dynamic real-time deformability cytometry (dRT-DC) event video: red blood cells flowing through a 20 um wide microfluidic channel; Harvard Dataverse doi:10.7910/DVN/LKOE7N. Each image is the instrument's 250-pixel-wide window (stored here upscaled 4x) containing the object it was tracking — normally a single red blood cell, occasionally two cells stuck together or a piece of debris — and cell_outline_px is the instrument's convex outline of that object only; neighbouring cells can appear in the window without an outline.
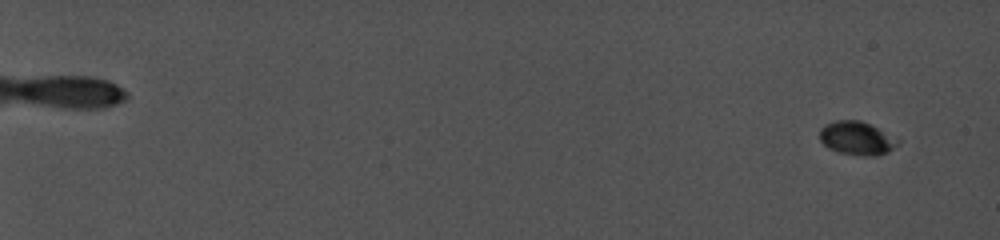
{"species": "common noctule bat (a hibernating species)", "species_latin": "Nyctalus noctula", "temperature_condition": "cold", "stored_images_in_passage": 67, "camera_frame_rate_fps": 5000, "um_per_image_px": 0.085, "animal": {"sex": "female", "body_mass_g": 19.0, "forearm_length_mm": 56.7}, "frame": {"image": 1, "passage_image": 1, "time_ms": 0.0, "image_size_px": [1000, 240], "cell_outline_px": [[900, 140], [888, 152], [876, 156], [860, 156], [836, 152], [828, 148], [820, 140], [820, 128], [836, 120], [860, 120]], "centroid_in_image_um": [72.79, 11.77], "position_along_channel_um": 12.2, "area_um2": 15.03}}
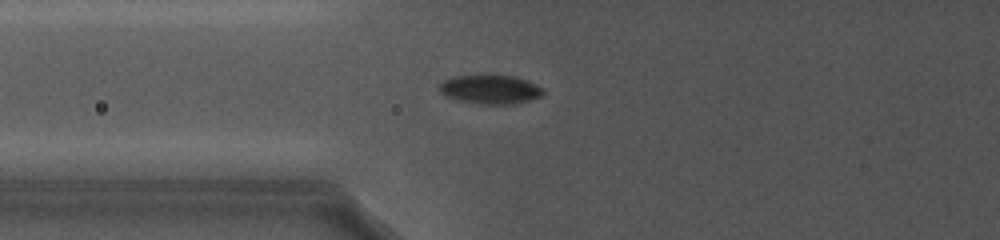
{"frame": {"image": 2, "passage_image": 36, "time_ms": 9.2, "image_size_px": [1000, 240], "cell_outline_px": [[544, 92], [540, 96], [528, 100], [504, 104], [488, 104], [464, 100], [448, 96], [440, 88], [440, 84], [444, 80], [452, 76], [516, 76], [528, 80], [544, 88]], "centroid_in_image_um": [41.75, 7.57], "position_along_channel_um": 84.0, "area_um2": 16.76}}
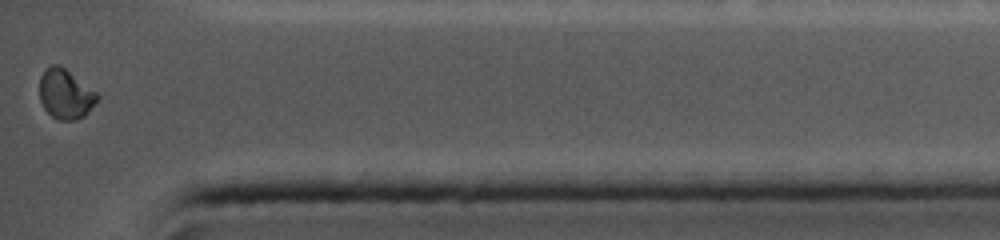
{"frame": {"image": 3, "passage_image": 67, "time_ms": 18.2, "image_size_px": [1000, 240], "cell_outline_px": [[100, 96], [88, 112], [84, 116], [76, 120], [60, 120], [52, 116], [44, 108], [40, 100], [40, 76], [44, 68], [52, 64], [60, 64], [96, 92]], "centroid_in_image_um": [5.55, 7.97], "position_along_channel_um": 429.7, "area_um2": 16.7}, "authors_computed_cell_mechanics": {"area_um2": 16.473, "velocity_mm_per_s": 3.9179, "shape_relaxation_time_tau1_ms": 3.4691, "shape_relaxation_time_tau2_ms": null, "deformation_change_tau1": 0.0895, "deformation_change_tau2": null}}